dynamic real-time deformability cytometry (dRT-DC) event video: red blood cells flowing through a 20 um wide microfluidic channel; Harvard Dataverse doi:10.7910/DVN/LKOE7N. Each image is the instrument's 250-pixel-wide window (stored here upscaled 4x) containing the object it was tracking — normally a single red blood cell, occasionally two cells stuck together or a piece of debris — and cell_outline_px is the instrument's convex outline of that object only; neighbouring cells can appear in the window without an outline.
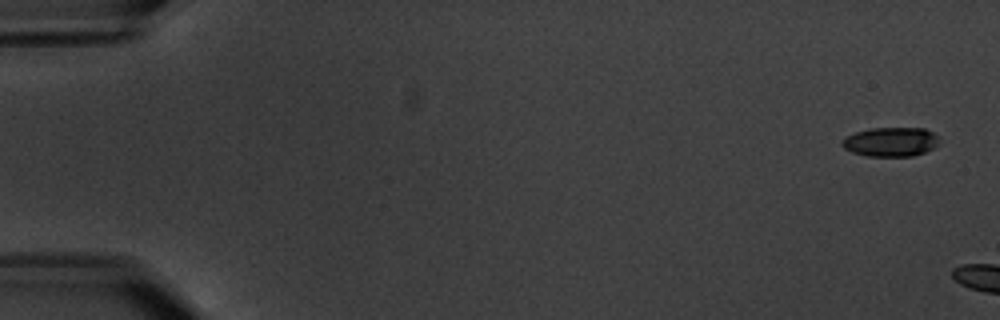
{"species": "common noctule bat (a hibernating species)", "species_latin": "Nyctalus noctula", "temperature_condition": "warm", "stored_images_in_passage": 3, "camera_frame_rate_fps": 3000, "um_per_image_px": 0.085, "animal": {"sex": "male", "body_mass_g": 20.1, "forearm_length_mm": 53.5}, "frame": {"image": 1, "passage_image": 1, "time_ms": 0.0, "image_size_px": [1000, 320], "cell_outline_px": [[940, 136], [936, 148], [912, 156], [868, 156], [852, 152], [844, 148], [840, 144], [844, 136], [856, 132], [872, 128], [924, 128]], "centroid_in_image_um": [75.72, 12.05], "position_along_channel_um": 9.3, "area_um2": 16.7}}